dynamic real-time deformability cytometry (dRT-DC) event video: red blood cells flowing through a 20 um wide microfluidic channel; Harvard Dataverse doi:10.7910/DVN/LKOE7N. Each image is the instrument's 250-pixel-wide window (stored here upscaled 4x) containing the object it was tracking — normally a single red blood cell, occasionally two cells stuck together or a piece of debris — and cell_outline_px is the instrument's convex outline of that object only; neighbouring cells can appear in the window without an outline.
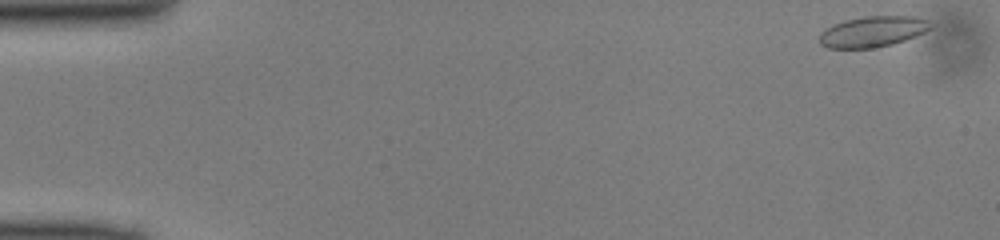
{"species": "common noctule bat (a hibernating species)", "species_latin": "Nyctalus noctula", "temperature_condition": "cold", "stored_images_in_passage": 48, "camera_frame_rate_fps": 3000, "um_per_image_px": 0.085, "animal": {"sex": "male", "body_mass_g": 13.0, "forearm_length_mm": 53.1}, "frame": {"image": 1, "passage_image": 1, "time_ms": 0.0, "image_size_px": [1000, 240], "cell_outline_px": [[936, 24], [932, 28], [916, 36], [892, 44], [872, 48], [828, 48], [820, 44], [820, 32], [832, 24], [844, 20], [864, 16], [916, 16], [928, 20]], "centroid_in_image_um": [74.21, 2.67], "position_along_channel_um": 10.8, "area_um2": 20.17}}
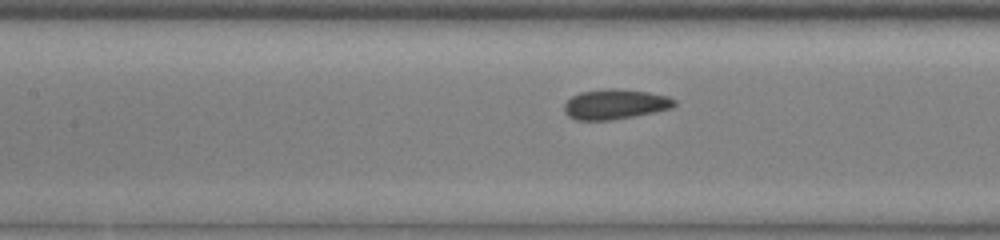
{"frame": {"image": 2, "passage_image": 21, "time_ms": 6.667, "image_size_px": [1000, 240], "cell_outline_px": [[676, 104], [672, 108], [656, 112], [608, 120], [576, 120], [568, 116], [564, 112], [564, 104], [572, 96], [580, 92], [612, 88], [616, 88], [648, 92], [668, 96], [676, 100]], "centroid_in_image_um": [52.29, 8.86], "position_along_channel_um": 155.1, "area_um2": 19.25}}
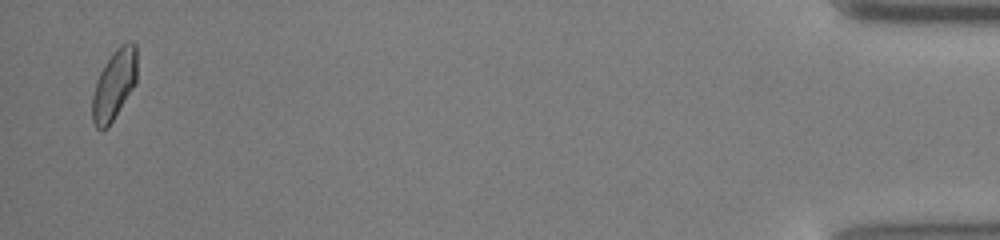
{"frame": {"image": 3, "passage_image": 47, "time_ms": 15.333, "image_size_px": [1000, 240], "cell_outline_px": [[136, 84], [108, 128], [96, 128], [92, 120], [92, 96], [96, 80], [104, 64], [112, 52], [120, 44], [128, 40], [132, 40], [136, 44]], "centroid_in_image_um": [9.71, 7.16], "position_along_channel_um": 425.5, "area_um2": 18.5}}